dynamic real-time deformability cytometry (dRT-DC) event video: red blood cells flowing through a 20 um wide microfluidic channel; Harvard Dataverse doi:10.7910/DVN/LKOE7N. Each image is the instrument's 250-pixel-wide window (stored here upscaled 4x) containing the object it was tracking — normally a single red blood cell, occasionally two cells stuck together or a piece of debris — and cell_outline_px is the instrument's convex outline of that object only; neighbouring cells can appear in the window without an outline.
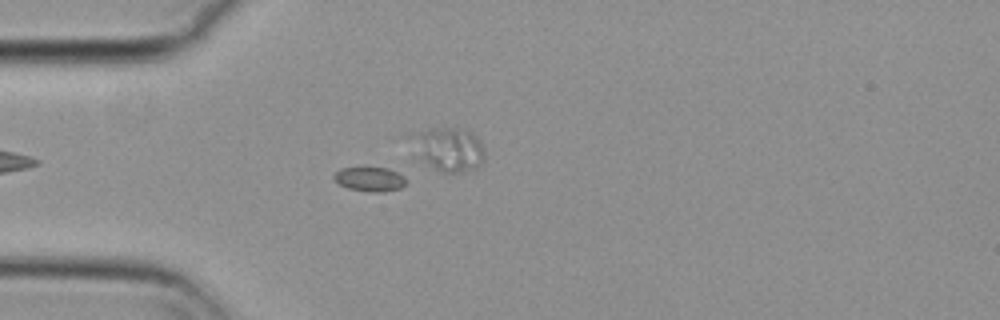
{"species": "common noctule bat (a hibernating species)", "species_latin": "Nyctalus noctula", "temperature_condition": "cold", "stored_images_in_passage": 42, "camera_frame_rate_fps": 3000, "um_per_image_px": 0.085, "animal": {"sex": "female", "body_mass_g": 29.2, "forearm_length_mm": 56.3}, "frame": {"image": 1, "passage_image": 1, "time_ms": 0.0, "image_size_px": [1000, 320], "cell_outline_px": [[408, 184], [400, 188], [384, 192], [368, 192], [348, 188], [340, 184], [332, 176], [340, 168], [388, 168], [404, 176], [408, 180]], "centroid_in_image_um": [31.49, 15.24], "position_along_channel_um": 53.5, "area_um2": 10.29}}
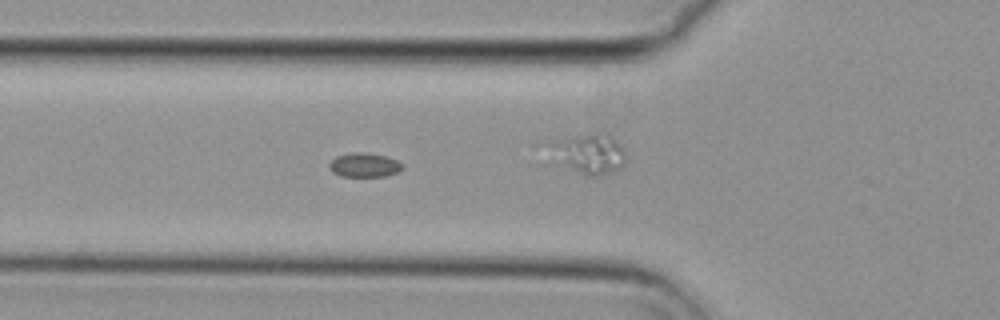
{"frame": {"image": 2, "passage_image": 5, "time_ms": 1.333, "image_size_px": [1000, 320], "cell_outline_px": [[404, 168], [396, 172], [384, 176], [340, 176], [332, 172], [328, 168], [328, 164], [336, 156], [352, 152], [364, 152], [384, 156], [396, 160]], "centroid_in_image_um": [30.9, 14.02], "position_along_channel_um": 94.9, "area_um2": 10.17}}
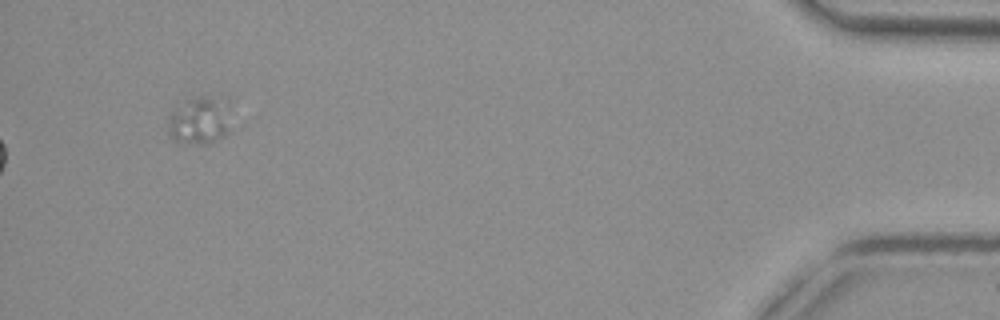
{"frame": {"image": 3, "passage_image": 42, "time_ms": 13.667, "image_size_px": [1000, 320], "cell_outline_px": [[228, 132], [216, 140], [204, 144], [172, 140], [168, 132], [168, 116], [172, 112], [188, 100], [200, 96], [228, 96]], "centroid_in_image_um": [16.99, 10.2], "position_along_channel_um": 418.2, "area_um2": 17.4}}